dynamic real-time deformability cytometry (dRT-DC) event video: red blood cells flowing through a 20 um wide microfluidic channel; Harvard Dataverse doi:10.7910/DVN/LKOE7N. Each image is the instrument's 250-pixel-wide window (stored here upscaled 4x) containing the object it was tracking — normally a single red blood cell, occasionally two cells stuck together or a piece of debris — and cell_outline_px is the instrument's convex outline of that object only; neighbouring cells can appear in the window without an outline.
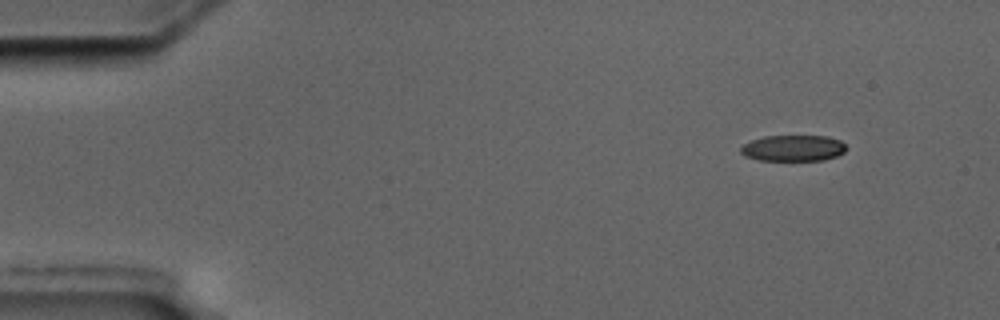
{"species": "common noctule bat (a hibernating species)", "species_latin": "Nyctalus noctula", "temperature_condition": "cold", "stored_images_in_passage": 5, "camera_frame_rate_fps": 3000, "um_per_image_px": 0.085, "animal": {"sex": "male", "body_mass_g": 17.5, "forearm_length_mm": 52.3}, "frame": {"image": 1, "passage_image": 1, "time_ms": 0.0, "image_size_px": [1000, 320], "cell_outline_px": [[848, 148], [844, 152], [836, 156], [824, 160], [760, 160], [744, 156], [740, 152], [740, 148], [744, 144], [752, 140], [764, 136], [828, 136], [840, 140]], "centroid_in_image_um": [67.43, 12.59], "position_along_channel_um": 17.6, "area_um2": 16.07}}
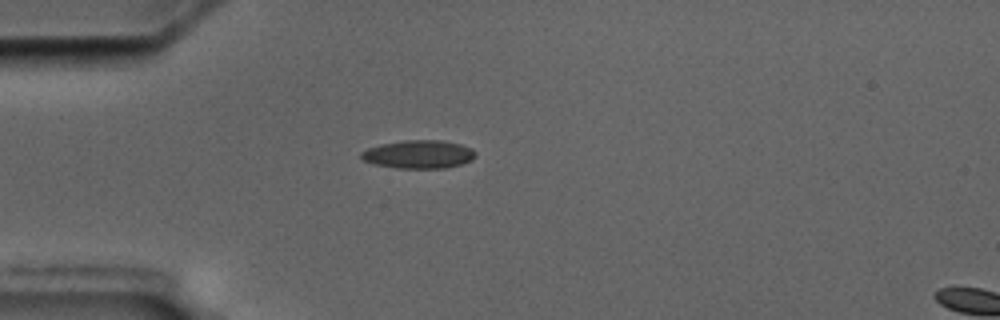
{"frame": {"image": 2, "passage_image": 4, "time_ms": 3.333, "image_size_px": [1000, 320], "cell_outline_px": [[476, 156], [472, 160], [448, 168], [396, 168], [372, 164], [364, 160], [360, 156], [360, 152], [368, 148], [380, 144], [404, 140], [440, 140], [460, 144], [472, 148], [476, 152]], "centroid_in_image_um": [35.58, 13.12], "position_along_channel_um": 49.4, "area_um2": 18.96}}